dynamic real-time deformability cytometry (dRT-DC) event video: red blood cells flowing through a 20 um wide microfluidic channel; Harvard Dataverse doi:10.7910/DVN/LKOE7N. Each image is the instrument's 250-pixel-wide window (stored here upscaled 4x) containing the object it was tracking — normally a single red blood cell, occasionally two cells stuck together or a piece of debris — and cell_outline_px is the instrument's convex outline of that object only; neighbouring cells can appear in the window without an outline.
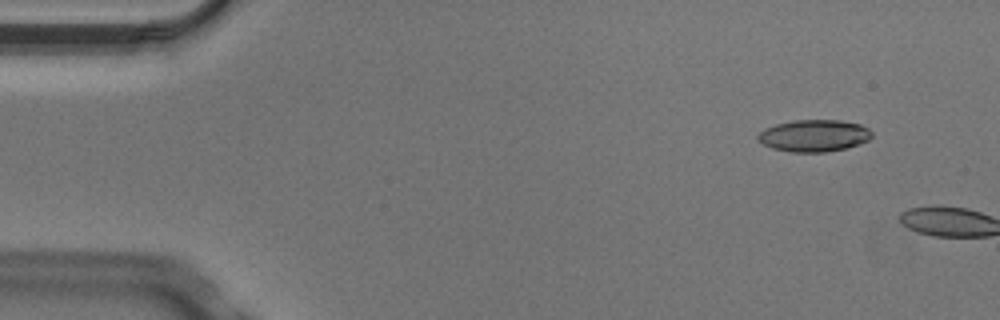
{"species": "Egyptian fruit bat (a non-hibernating species)", "species_latin": "Rousettus aegyptiacus", "temperature_condition": "cold", "stored_images_in_passage": 2, "camera_frame_rate_fps": 3000, "um_per_image_px": 0.085, "animal": {"sex": "male"}, "frame": {"image": 1, "passage_image": 1, "time_ms": 0.0, "image_size_px": [1000, 320], "cell_outline_px": [[872, 136], [868, 140], [860, 144], [844, 148], [824, 152], [792, 152], [772, 148], [764, 144], [756, 136], [764, 128], [776, 124], [792, 120], [840, 120], [860, 124], [868, 128], [872, 132]], "centroid_in_image_um": [69.2, 11.52], "position_along_channel_um": 15.8, "area_um2": 21.15}}